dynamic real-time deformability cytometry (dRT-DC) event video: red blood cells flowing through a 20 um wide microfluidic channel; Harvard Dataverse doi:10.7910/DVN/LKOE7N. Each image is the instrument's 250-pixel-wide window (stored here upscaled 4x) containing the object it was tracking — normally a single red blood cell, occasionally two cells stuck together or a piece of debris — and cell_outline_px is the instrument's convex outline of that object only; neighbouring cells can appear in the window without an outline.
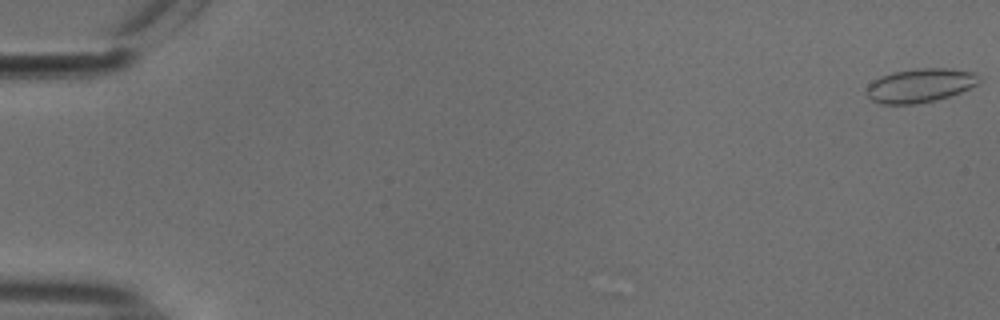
{"species": "common noctule bat (a hibernating species)", "species_latin": "Nyctalus noctula", "temperature_condition": "cold", "stored_images_in_passage": 54, "camera_frame_rate_fps": 3000, "um_per_image_px": 0.085, "animal": {"sex": "male", "body_mass_g": 18.8}, "frame": {"image": 1, "passage_image": 1, "time_ms": 0.0, "image_size_px": [1000, 320], "cell_outline_px": [[980, 80], [976, 84], [960, 92], [948, 96], [916, 104], [880, 104], [872, 100], [868, 96], [868, 84], [872, 80], [880, 76], [892, 72], [916, 68], [948, 68], [976, 72], [980, 76]], "centroid_in_image_um": [78.2, 7.24], "position_along_channel_um": 6.8, "area_um2": 22.14}}
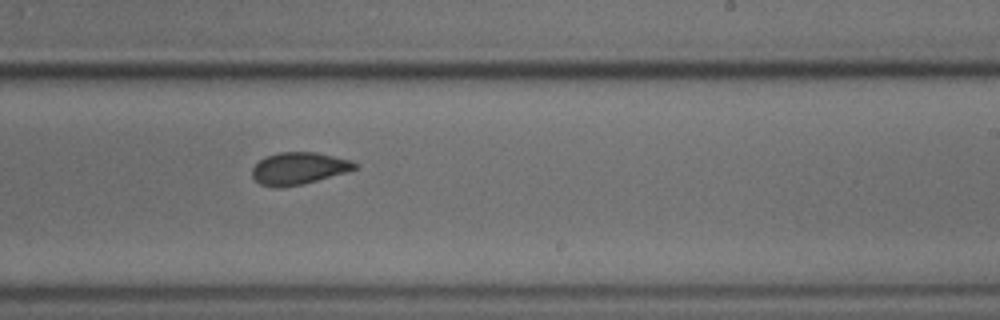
{"frame": {"image": 2, "passage_image": 34, "time_ms": 11.0, "image_size_px": [1000, 320], "cell_outline_px": [[360, 164], [356, 168], [344, 172], [316, 180], [300, 184], [280, 188], [276, 188], [260, 184], [252, 176], [252, 168], [264, 156], [280, 152], [316, 152], [352, 160]], "centroid_in_image_um": [25.37, 14.3], "position_along_channel_um": 263.6, "area_um2": 19.07}}
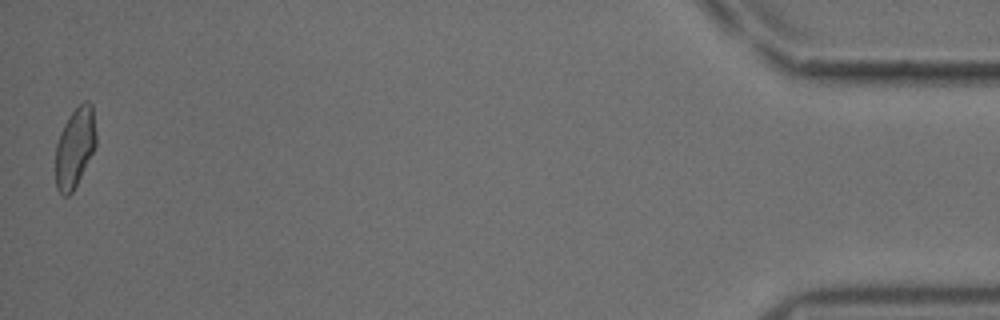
{"frame": {"image": 3, "passage_image": 54, "time_ms": 17.667, "image_size_px": [1000, 320], "cell_outline_px": [[96, 144], [72, 192], [68, 196], [64, 196], [56, 188], [56, 144], [60, 132], [68, 116], [84, 100], [88, 100], [92, 104], [96, 132]], "centroid_in_image_um": [6.36, 12.49], "position_along_channel_um": 428.8, "area_um2": 18.61}, "authors_computed_cell_mechanics": {"area_um2": 19.7098, "velocity_mm_per_s": 3.764, "shape_relaxation_time_tau1_ms": null, "shape_relaxation_time_tau2_ms": 1.157, "deformation_change_tau1": null, "deformation_change_tau2": 0.0421}}